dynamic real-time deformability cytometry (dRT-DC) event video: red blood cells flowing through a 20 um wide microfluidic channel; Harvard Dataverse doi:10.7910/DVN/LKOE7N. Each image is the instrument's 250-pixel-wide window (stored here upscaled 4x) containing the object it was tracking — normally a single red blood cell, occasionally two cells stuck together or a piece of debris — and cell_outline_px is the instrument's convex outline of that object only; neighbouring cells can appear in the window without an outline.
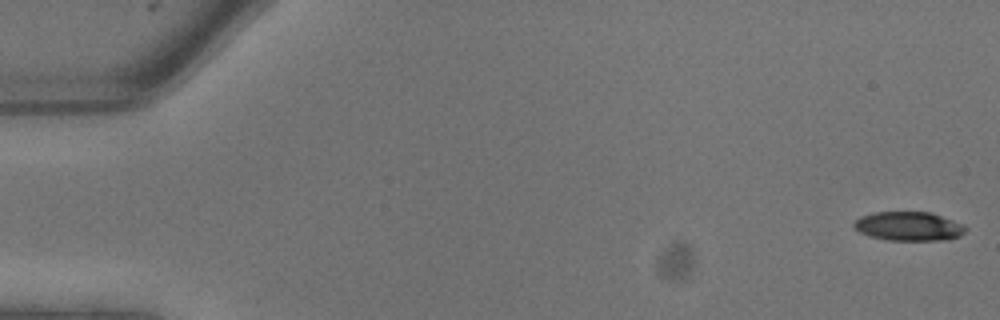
{"species": "common noctule bat (a hibernating species)", "species_latin": "Nyctalus noctula", "temperature_condition": "warm", "stored_images_in_passage": 9, "camera_frame_rate_fps": 3000, "um_per_image_px": 0.085, "animal": {"sex": "male", "body_mass_g": 13.3}, "frame": {"image": 1, "passage_image": 1, "time_ms": 0.0, "image_size_px": [1000, 320], "cell_outline_px": [[968, 228], [960, 236], [940, 240], [888, 240], [868, 236], [860, 232], [852, 224], [860, 216], [872, 212], [932, 212], [964, 224]], "centroid_in_image_um": [77.25, 19.22], "position_along_channel_um": 7.8, "area_um2": 18.96}}
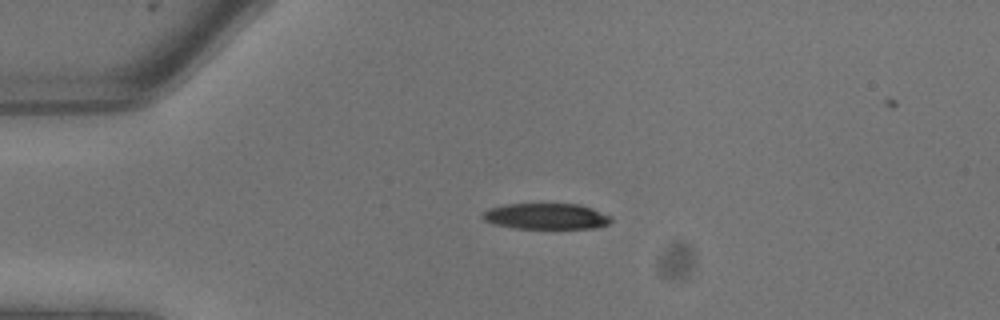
{"frame": {"image": 2, "passage_image": 6, "time_ms": 1.667, "image_size_px": [1000, 320], "cell_outline_px": [[612, 220], [608, 224], [596, 228], [512, 228], [496, 224], [484, 220], [480, 216], [488, 208], [504, 204], [580, 204], [592, 208], [612, 216]], "centroid_in_image_um": [46.43, 18.38], "position_along_channel_um": 38.6, "area_um2": 19.48}}
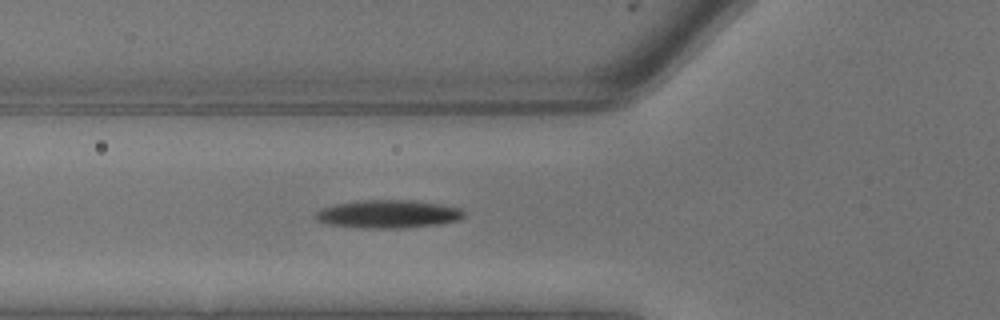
{"frame": {"image": 3, "passage_image": 9, "time_ms": 2.667, "image_size_px": [1000, 320], "cell_outline_px": [[464, 216], [460, 220], [440, 224], [400, 228], [360, 228], [328, 224], [316, 220], [316, 212], [320, 208], [336, 204], [360, 200], [412, 200], [444, 204], [464, 208]], "centroid_in_image_um": [33.04, 18.19], "position_along_channel_um": 92.8, "area_um2": 24.57}}